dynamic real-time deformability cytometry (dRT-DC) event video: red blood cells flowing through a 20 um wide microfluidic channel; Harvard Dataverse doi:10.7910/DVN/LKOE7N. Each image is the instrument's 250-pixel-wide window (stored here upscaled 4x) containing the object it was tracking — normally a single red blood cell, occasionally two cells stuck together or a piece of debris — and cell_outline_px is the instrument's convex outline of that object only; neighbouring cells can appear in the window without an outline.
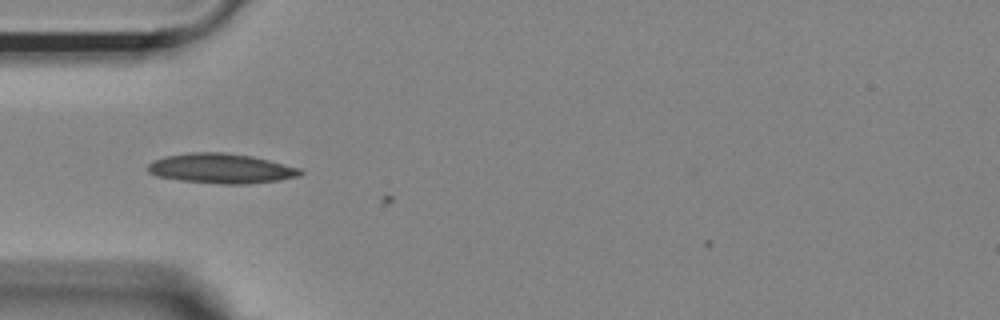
{"species": "Egyptian fruit bat (a non-hibernating species)", "species_latin": "Rousettus aegyptiacus", "temperature_condition": "room temperature", "stored_images_in_passage": 2, "camera_frame_rate_fps": 3000, "um_per_image_px": 0.085, "animal": {"sex": "female"}, "frame": {"image": 1, "passage_image": 1, "time_ms": 0.0, "image_size_px": [1000, 320], "cell_outline_px": [[304, 172], [300, 176], [280, 180], [248, 184], [220, 184], [180, 180], [156, 176], [148, 172], [148, 164], [156, 160], [168, 156], [192, 152], [224, 152], [252, 156], [300, 168]], "centroid_in_image_um": [18.83, 14.33], "position_along_channel_um": 66.2, "area_um2": 26.41}}